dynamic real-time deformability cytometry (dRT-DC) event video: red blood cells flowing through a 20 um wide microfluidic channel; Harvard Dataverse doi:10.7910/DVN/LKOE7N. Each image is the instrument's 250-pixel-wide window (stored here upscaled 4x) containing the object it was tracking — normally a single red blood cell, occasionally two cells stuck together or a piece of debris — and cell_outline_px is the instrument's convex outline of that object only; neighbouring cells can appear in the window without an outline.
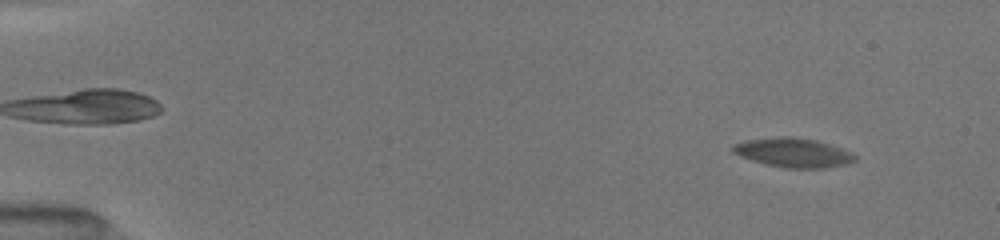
{"species": "common noctule bat (a hibernating species)", "species_latin": "Nyctalus noctula", "temperature_condition": "room temperature", "stored_images_in_passage": 19, "camera_frame_rate_fps": 3000, "um_per_image_px": 0.085, "animal": {"sex": "female", "body_mass_g": 19.5, "forearm_length_mm": 54.1}, "frame": {"image": 1, "passage_image": 5, "time_ms": 1.333, "image_size_px": [1000, 240], "cell_outline_px": [[852, 156], [848, 160], [816, 168], [788, 168], [756, 160], [744, 156], [736, 152], [732, 148], [736, 144], [752, 140], [808, 140], [832, 148]], "centroid_in_image_um": [67.24, 13.02], "position_along_channel_um": 17.8, "area_um2": 17.11}}
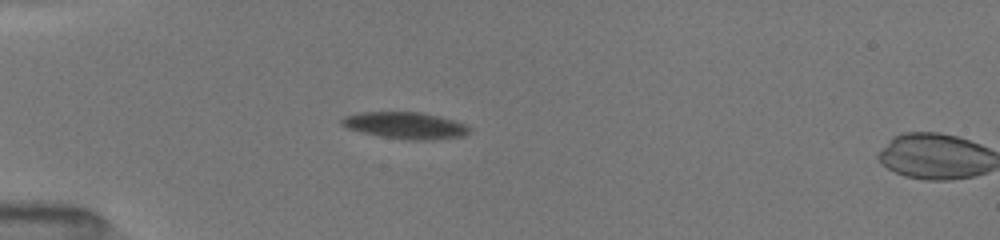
{"frame": {"image": 2, "passage_image": 18, "time_ms": 5.0, "image_size_px": [1000, 240], "cell_outline_px": [[464, 132], [452, 136], [432, 140], [408, 140], [380, 136], [352, 128], [344, 124], [340, 120], [348, 116], [372, 112], [408, 112], [428, 116], [460, 124], [464, 128]], "centroid_in_image_um": [34.29, 10.68], "position_along_channel_um": 50.7, "area_um2": 17.69}}